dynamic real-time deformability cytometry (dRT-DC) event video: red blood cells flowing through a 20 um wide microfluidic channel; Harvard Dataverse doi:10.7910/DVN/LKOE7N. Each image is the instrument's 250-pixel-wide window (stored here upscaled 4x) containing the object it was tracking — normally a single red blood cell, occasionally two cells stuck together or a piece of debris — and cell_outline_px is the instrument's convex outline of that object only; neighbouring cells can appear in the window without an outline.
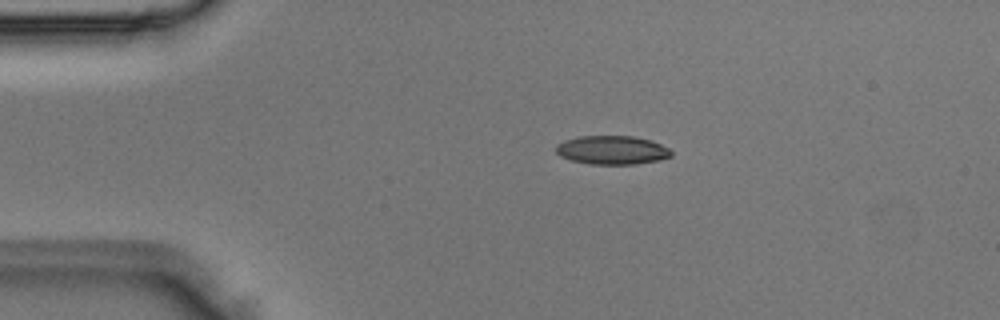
{"species": "Egyptian fruit bat (a non-hibernating species)", "species_latin": "Rousettus aegyptiacus", "temperature_condition": "room temperature", "stored_images_in_passage": 4, "camera_frame_rate_fps": 3000, "um_per_image_px": 0.085, "animal": {"sex": "male"}, "frame": {"image": 1, "passage_image": 3, "time_ms": 0.667, "image_size_px": [1000, 320], "cell_outline_px": [[672, 156], [660, 160], [636, 164], [588, 164], [572, 160], [560, 156], [556, 152], [556, 144], [564, 140], [580, 136], [632, 136], [652, 140], [668, 148], [672, 152]], "centroid_in_image_um": [52.03, 12.75], "position_along_channel_um": 33.0, "area_um2": 19.36}}
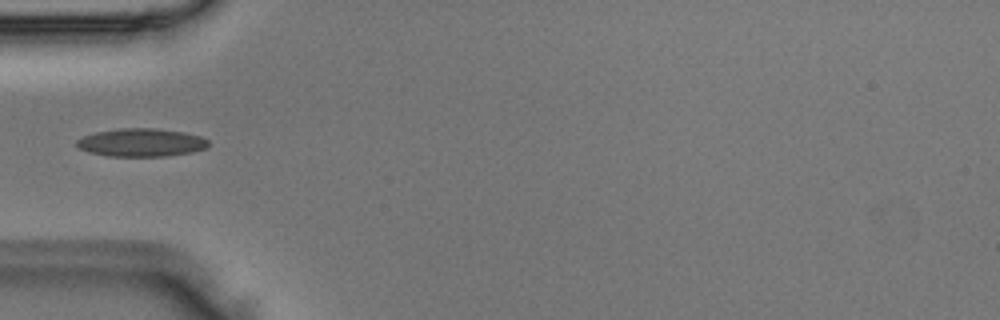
{"frame": {"image": 2, "passage_image": 4, "time_ms": 1.0, "image_size_px": [1000, 320], "cell_outline_px": [[208, 144], [204, 148], [192, 152], [164, 156], [108, 156], [88, 152], [80, 148], [76, 144], [76, 140], [84, 136], [96, 132], [120, 128], [156, 128], [184, 132], [200, 136], [208, 140]], "centroid_in_image_um": [11.99, 12.11], "position_along_channel_um": 73.0, "area_um2": 21.44}}